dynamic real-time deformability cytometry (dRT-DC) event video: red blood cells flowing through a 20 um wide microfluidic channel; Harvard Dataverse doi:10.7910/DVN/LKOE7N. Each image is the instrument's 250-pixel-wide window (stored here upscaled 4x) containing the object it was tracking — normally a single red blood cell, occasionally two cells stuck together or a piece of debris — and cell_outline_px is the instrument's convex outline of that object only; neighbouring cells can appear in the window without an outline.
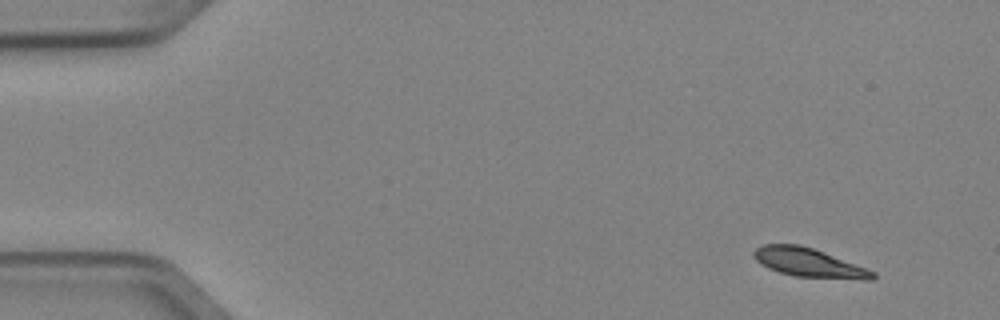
{"species": "Egyptian fruit bat (a non-hibernating species)", "species_latin": "Rousettus aegyptiacus", "temperature_condition": "cold", "stored_images_in_passage": 5, "camera_frame_rate_fps": 3000, "um_per_image_px": 0.085, "animal": {"sex": "female"}, "frame": {"image": 1, "passage_image": 1, "time_ms": 0.0, "image_size_px": [1000, 320], "cell_outline_px": [[876, 276], [872, 280], [864, 280], [796, 276], [780, 272], [768, 268], [760, 264], [752, 256], [752, 252], [756, 248], [764, 244], [800, 244], [812, 248], [876, 272]], "centroid_in_image_um": [68.72, 22.33], "position_along_channel_um": 16.3, "area_um2": 19.83}}
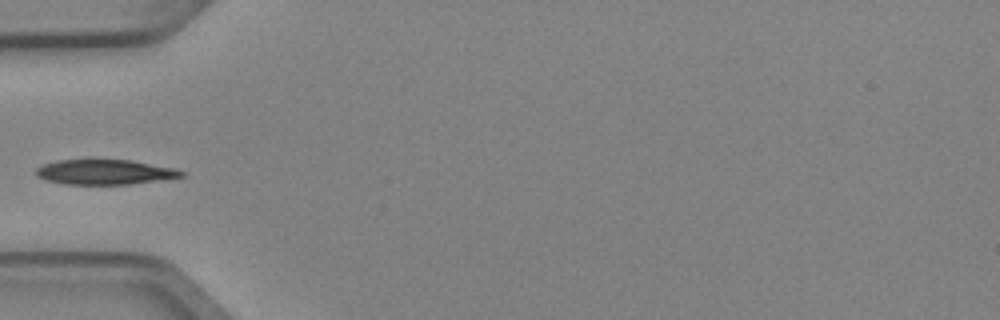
{"frame": {"image": 2, "passage_image": 4, "time_ms": 1.0, "image_size_px": [1000, 320], "cell_outline_px": [[188, 176], [128, 184], [64, 184], [44, 180], [36, 176], [36, 168], [44, 164], [56, 160], [92, 156], [132, 160], [176, 168], [184, 172]], "centroid_in_image_um": [8.87, 14.57], "position_along_channel_um": 76.1, "area_um2": 22.31}}
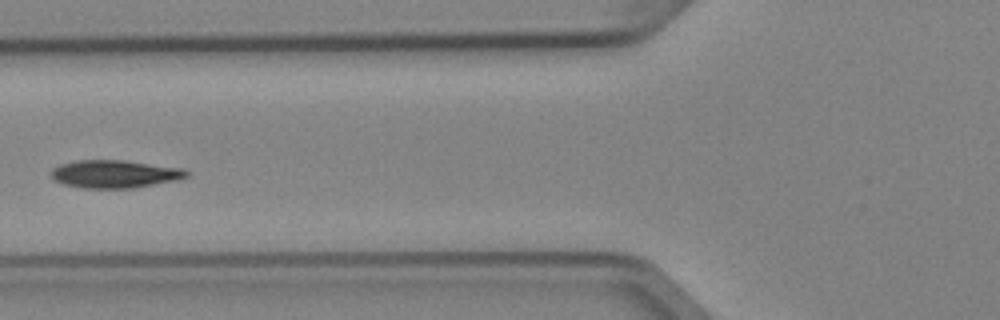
{"frame": {"image": 3, "passage_image": 5, "time_ms": 1.333, "image_size_px": [1000, 320], "cell_outline_px": [[192, 172], [188, 176], [180, 180], [132, 188], [84, 188], [64, 184], [52, 180], [48, 172], [52, 168], [60, 164], [76, 160], [124, 160], [184, 168]], "centroid_in_image_um": [9.76, 14.78], "position_along_channel_um": 116.0, "area_um2": 22.43}}